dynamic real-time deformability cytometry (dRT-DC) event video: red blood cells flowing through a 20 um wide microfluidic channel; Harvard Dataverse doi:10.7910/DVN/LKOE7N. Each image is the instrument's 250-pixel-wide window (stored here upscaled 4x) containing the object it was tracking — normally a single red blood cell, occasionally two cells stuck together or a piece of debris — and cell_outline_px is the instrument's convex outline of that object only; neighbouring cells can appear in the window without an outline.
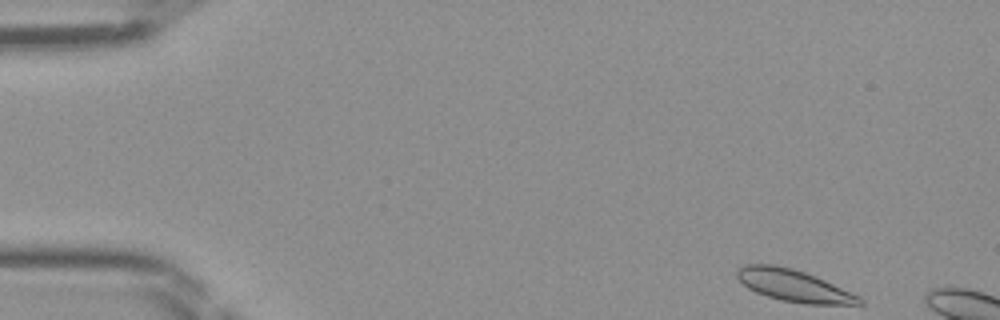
{"species": "Egyptian fruit bat (a non-hibernating species)", "species_latin": "Rousettus aegyptiacus", "temperature_condition": "room temperature", "stored_images_in_passage": 6, "camera_frame_rate_fps": 3000, "um_per_image_px": 0.085, "frame": {"image": 1, "passage_image": 1, "time_ms": 0.0, "image_size_px": [1000, 320], "cell_outline_px": [[864, 304], [804, 304], [780, 300], [756, 292], [748, 288], [736, 276], [736, 272], [744, 264], [772, 264], [792, 268], [816, 276], [860, 296], [864, 300]], "centroid_in_image_um": [67.48, 24.28], "position_along_channel_um": 17.5, "area_um2": 22.66}}